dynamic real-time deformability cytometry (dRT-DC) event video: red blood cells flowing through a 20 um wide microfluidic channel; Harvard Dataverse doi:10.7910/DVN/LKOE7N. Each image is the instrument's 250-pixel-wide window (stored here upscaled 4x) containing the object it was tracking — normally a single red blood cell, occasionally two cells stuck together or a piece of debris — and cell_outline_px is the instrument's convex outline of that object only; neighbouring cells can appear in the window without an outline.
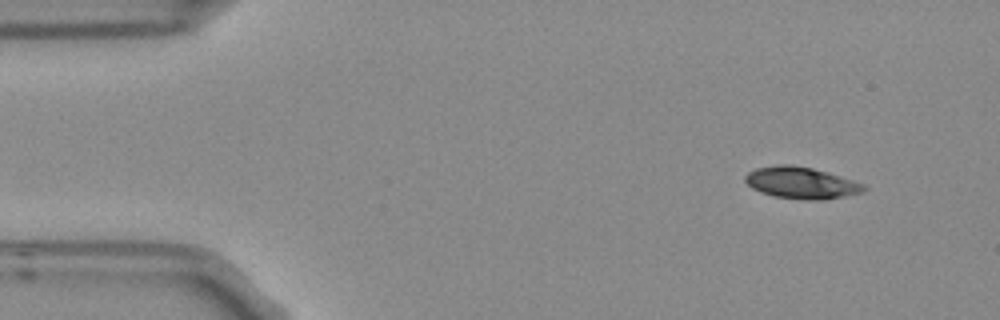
{"species": "Egyptian fruit bat (a non-hibernating species)", "species_latin": "Rousettus aegyptiacus", "temperature_condition": "room temperature", "stored_images_in_passage": 3, "camera_frame_rate_fps": 3000, "um_per_image_px": 0.085, "frame": {"image": 1, "passage_image": 1, "time_ms": 0.0, "image_size_px": [1000, 320], "cell_outline_px": [[868, 188], [864, 192], [824, 200], [800, 200], [772, 196], [760, 192], [752, 188], [744, 180], [744, 176], [748, 172], [756, 168], [776, 164], [792, 164], [812, 168], [852, 180], [864, 184]], "centroid_in_image_um": [68.08, 15.55], "position_along_channel_um": 16.9, "area_um2": 22.08}}
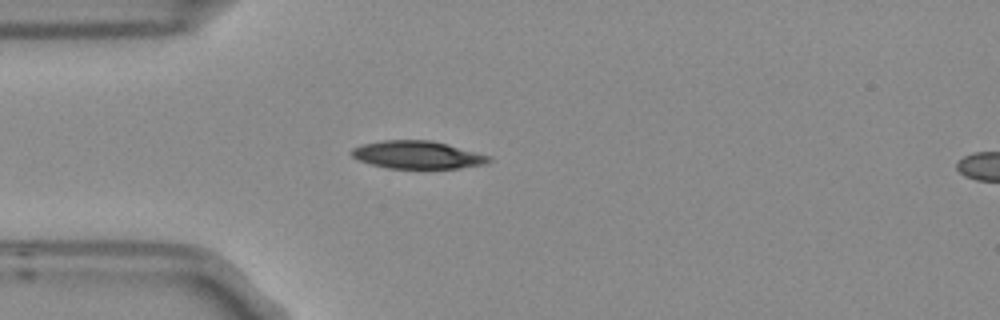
{"frame": {"image": 2, "passage_image": 3, "time_ms": 0.667, "image_size_px": [1000, 320], "cell_outline_px": [[492, 160], [484, 164], [460, 168], [388, 168], [372, 164], [360, 160], [352, 156], [348, 152], [352, 148], [364, 144], [384, 140], [432, 140], [448, 144], [492, 156]], "centroid_in_image_um": [35.51, 13.15], "position_along_channel_um": 49.5, "area_um2": 22.2}}